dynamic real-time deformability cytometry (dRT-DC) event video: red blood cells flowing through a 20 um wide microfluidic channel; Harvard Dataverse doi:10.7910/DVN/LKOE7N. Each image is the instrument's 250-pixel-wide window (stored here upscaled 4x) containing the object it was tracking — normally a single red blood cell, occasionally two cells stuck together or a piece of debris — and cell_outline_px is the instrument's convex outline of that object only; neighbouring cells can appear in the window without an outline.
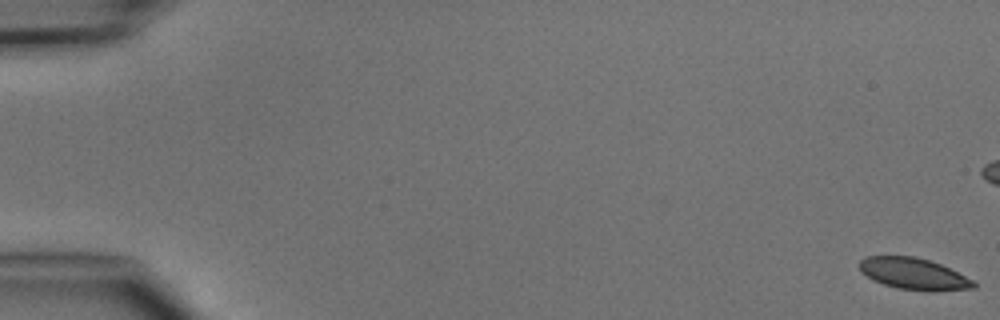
{"species": "common noctule bat (a hibernating species)", "species_latin": "Nyctalus noctula", "temperature_condition": "cold", "stored_images_in_passage": 7, "camera_frame_rate_fps": 3000, "um_per_image_px": 0.085, "animal": {"sex": "male", "body_mass_g": 15.6}, "frame": {"image": 1, "passage_image": 1, "time_ms": 0.0, "image_size_px": [1000, 320], "cell_outline_px": [[976, 288], [932, 292], [928, 292], [896, 288], [872, 280], [860, 272], [860, 260], [864, 256], [912, 256], [928, 260], [940, 264], [972, 280], [976, 284]], "centroid_in_image_um": [77.63, 23.29], "position_along_channel_um": 7.4, "area_um2": 21.04}}
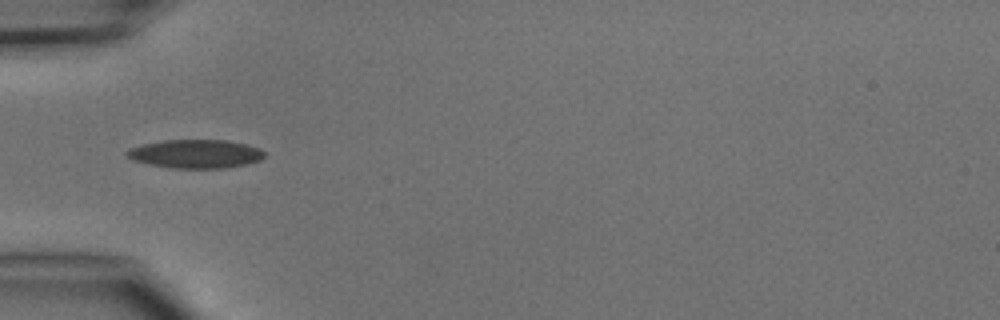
{"frame": {"image": 2, "passage_image": 6, "time_ms": 6.667, "image_size_px": [1000, 320], "cell_outline_px": [[264, 156], [260, 160], [244, 164], [224, 168], [172, 168], [148, 164], [132, 160], [124, 152], [128, 148], [144, 144], [164, 140], [228, 140], [248, 144], [260, 148], [264, 152]], "centroid_in_image_um": [16.61, 13.07], "position_along_channel_um": 68.4, "area_um2": 22.95}}